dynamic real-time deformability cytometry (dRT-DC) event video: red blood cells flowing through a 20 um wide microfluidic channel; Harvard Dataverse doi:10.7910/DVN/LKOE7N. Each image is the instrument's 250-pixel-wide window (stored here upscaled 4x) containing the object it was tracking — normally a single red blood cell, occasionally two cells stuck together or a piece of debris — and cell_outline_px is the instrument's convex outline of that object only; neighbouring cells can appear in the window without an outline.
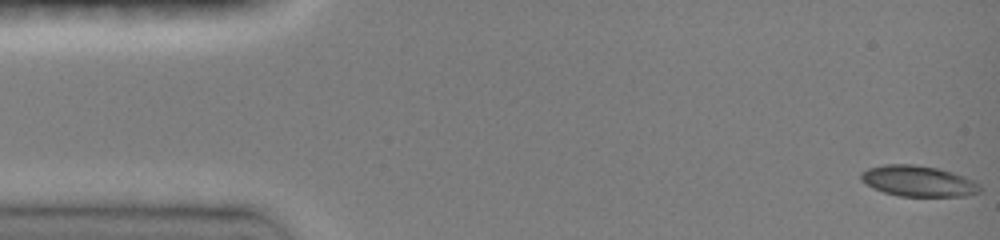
{"species": "common noctule bat (a hibernating species)", "species_latin": "Nyctalus noctula", "temperature_condition": "room temperature", "stored_images_in_passage": 32, "camera_frame_rate_fps": 3000, "um_per_image_px": 0.085, "animal": {"sex": "female", "body_mass_g": 19.0, "forearm_length_mm": 51.5}, "frame": {"image": 1, "passage_image": 1, "time_ms": 0.0, "image_size_px": [1000, 240], "cell_outline_px": [[980, 192], [968, 196], [900, 196], [884, 192], [872, 188], [860, 180], [860, 172], [868, 168], [884, 164], [912, 164], [936, 168], [952, 172], [964, 176], [980, 184]], "centroid_in_image_um": [78.03, 15.39], "position_along_channel_um": 7.0, "area_um2": 21.44}}
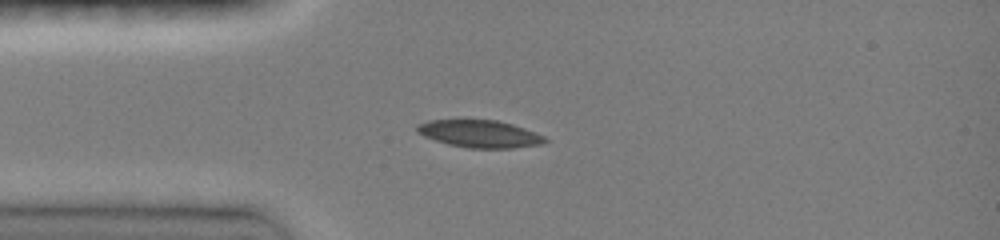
{"frame": {"image": 2, "passage_image": 26, "time_ms": 3.667, "image_size_px": [1000, 240], "cell_outline_px": [[548, 140], [544, 144], [512, 148], [468, 148], [448, 144], [424, 136], [416, 132], [416, 124], [428, 120], [496, 120], [512, 124], [524, 128], [544, 136]], "centroid_in_image_um": [40.76, 11.38], "position_along_channel_um": 44.2, "area_um2": 20.4}}